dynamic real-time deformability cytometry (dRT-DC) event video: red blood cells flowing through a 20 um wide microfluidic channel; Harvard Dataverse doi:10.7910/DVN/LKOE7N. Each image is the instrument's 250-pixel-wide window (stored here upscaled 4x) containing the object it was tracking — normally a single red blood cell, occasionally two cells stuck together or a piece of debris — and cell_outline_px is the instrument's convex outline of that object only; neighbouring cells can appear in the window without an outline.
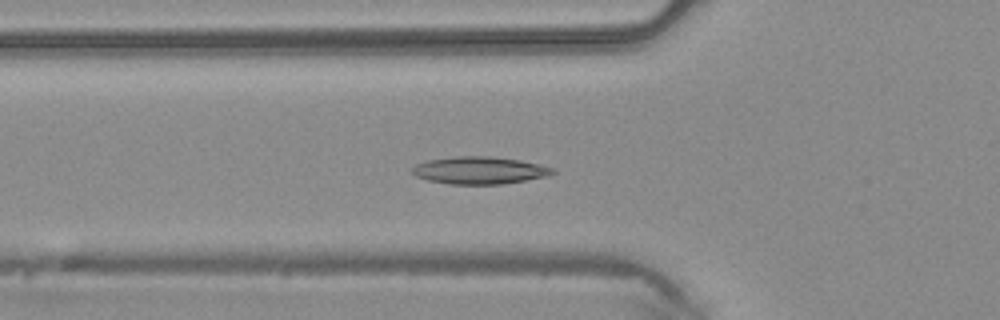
{"species": "common noctule bat (a hibernating species)", "species_latin": "Nyctalus noctula", "temperature_condition": "warm", "stored_images_in_passage": 47, "camera_frame_rate_fps": 3000, "um_per_image_px": 0.085, "animal": {"sex": "male", "body_mass_g": 20.4}, "frame": {"image": 1, "passage_image": 16, "time_ms": 5.0, "image_size_px": [1000, 320], "cell_outline_px": [[556, 172], [548, 176], [500, 184], [448, 184], [428, 180], [416, 176], [412, 172], [412, 168], [416, 164], [428, 160], [456, 156], [492, 156], [520, 160], [540, 164], [552, 168]], "centroid_in_image_um": [40.75, 14.47], "position_along_channel_um": 85.0, "area_um2": 22.31}}
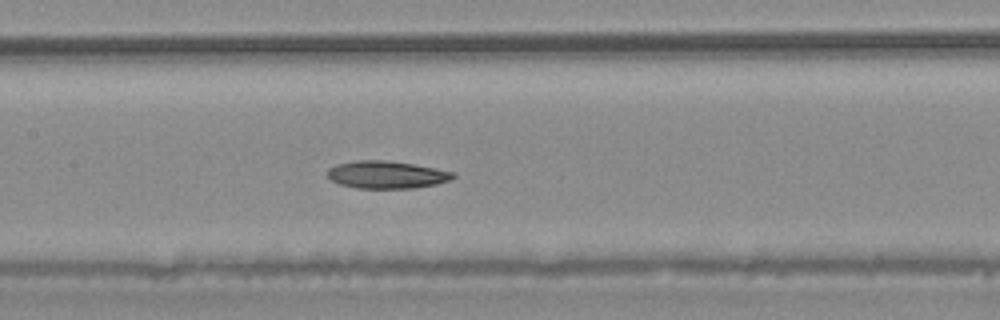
{"frame": {"image": 2, "passage_image": 22, "time_ms": 7.0, "image_size_px": [1000, 320], "cell_outline_px": [[456, 176], [448, 180], [436, 184], [416, 188], [356, 188], [340, 184], [332, 180], [328, 176], [328, 168], [336, 164], [356, 160], [384, 160], [412, 164], [436, 168], [456, 172]], "centroid_in_image_um": [32.87, 14.85], "position_along_channel_um": 174.5, "area_um2": 20.11}}
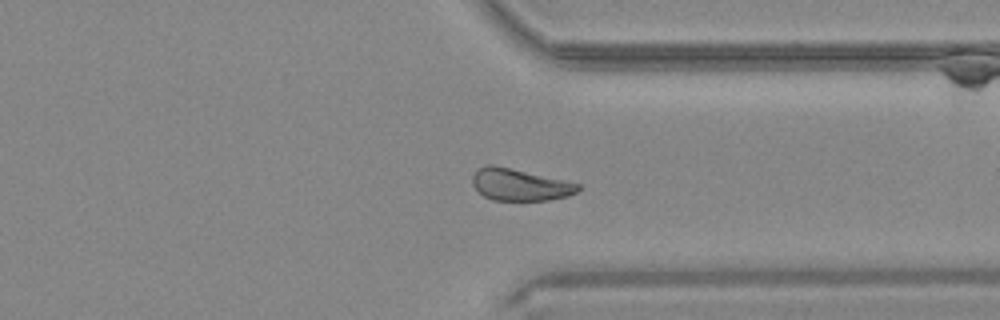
{"frame": {"image": 3, "passage_image": 35, "time_ms": 11.333, "image_size_px": [1000, 320], "cell_outline_px": [[580, 188], [576, 192], [568, 196], [548, 200], [492, 200], [484, 196], [472, 184], [472, 176], [484, 164], [492, 164], [564, 180], [580, 184]], "centroid_in_image_um": [44.17, 15.7], "position_along_channel_um": 367.2, "area_um2": 19.42}}